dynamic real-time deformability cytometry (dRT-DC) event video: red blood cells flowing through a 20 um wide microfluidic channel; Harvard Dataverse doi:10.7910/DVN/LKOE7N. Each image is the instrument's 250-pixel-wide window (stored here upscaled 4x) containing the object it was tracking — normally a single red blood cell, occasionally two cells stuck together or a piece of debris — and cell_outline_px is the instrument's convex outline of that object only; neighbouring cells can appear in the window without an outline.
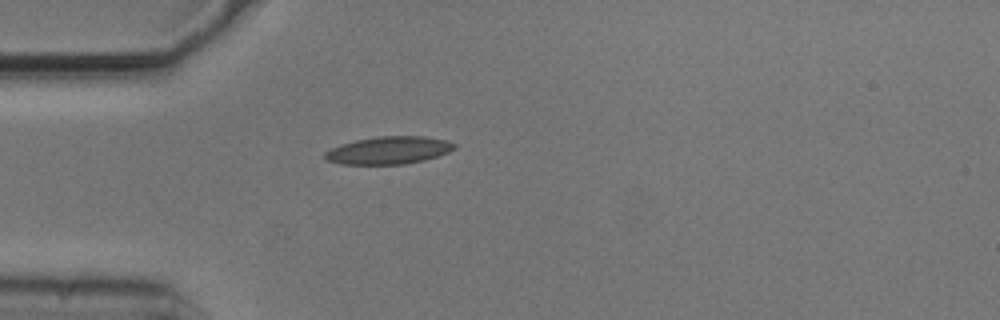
{"species": "common noctule bat (a hibernating species)", "species_latin": "Nyctalus noctula", "temperature_condition": "cold", "stored_images_in_passage": 2, "camera_frame_rate_fps": 3000, "um_per_image_px": 0.085, "animal": {"sex": "male", "body_mass_g": 20.5, "forearm_length_mm": 52.5}, "frame": {"image": 1, "passage_image": 2, "time_ms": 0.333, "image_size_px": [1000, 320], "cell_outline_px": [[456, 148], [448, 152], [424, 160], [404, 164], [340, 164], [324, 160], [324, 152], [332, 148], [356, 140], [376, 136], [424, 136], [444, 140], [456, 144]], "centroid_in_image_um": [33.02, 12.78], "position_along_channel_um": 52.0, "area_um2": 20.69}}